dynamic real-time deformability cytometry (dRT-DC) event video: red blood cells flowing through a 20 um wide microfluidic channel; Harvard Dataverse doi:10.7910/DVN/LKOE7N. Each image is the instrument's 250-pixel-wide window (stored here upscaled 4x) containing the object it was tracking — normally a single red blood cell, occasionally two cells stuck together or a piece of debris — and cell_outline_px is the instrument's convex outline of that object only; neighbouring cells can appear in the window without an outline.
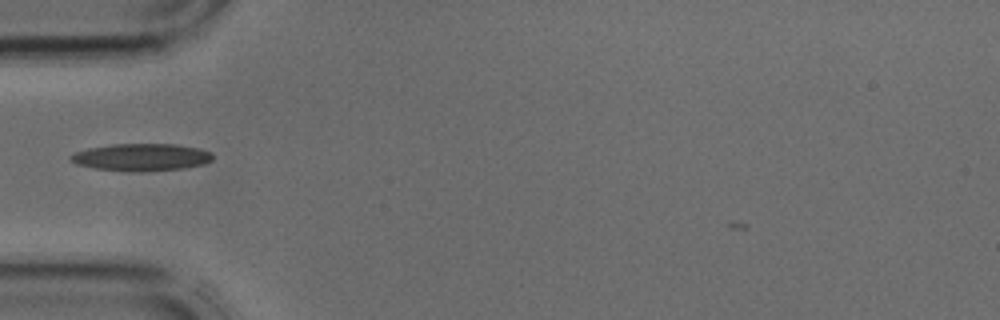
{"species": "common noctule bat (a hibernating species)", "species_latin": "Nyctalus noctula", "temperature_condition": "cold", "stored_images_in_passage": 1, "camera_frame_rate_fps": 3000, "um_per_image_px": 0.085, "animal": {"sex": "male", "body_mass_g": 17.9, "forearm_length_mm": 54.2}, "frame": {"image": 1, "passage_image": 1, "time_ms": 0.0, "image_size_px": [1000, 320], "cell_outline_px": [[212, 160], [204, 164], [184, 168], [140, 172], [96, 168], [76, 164], [68, 160], [68, 156], [76, 152], [88, 148], [112, 144], [176, 144], [200, 148], [212, 152]], "centroid_in_image_um": [12.02, 13.35], "position_along_channel_um": 73.0, "area_um2": 22.66}}